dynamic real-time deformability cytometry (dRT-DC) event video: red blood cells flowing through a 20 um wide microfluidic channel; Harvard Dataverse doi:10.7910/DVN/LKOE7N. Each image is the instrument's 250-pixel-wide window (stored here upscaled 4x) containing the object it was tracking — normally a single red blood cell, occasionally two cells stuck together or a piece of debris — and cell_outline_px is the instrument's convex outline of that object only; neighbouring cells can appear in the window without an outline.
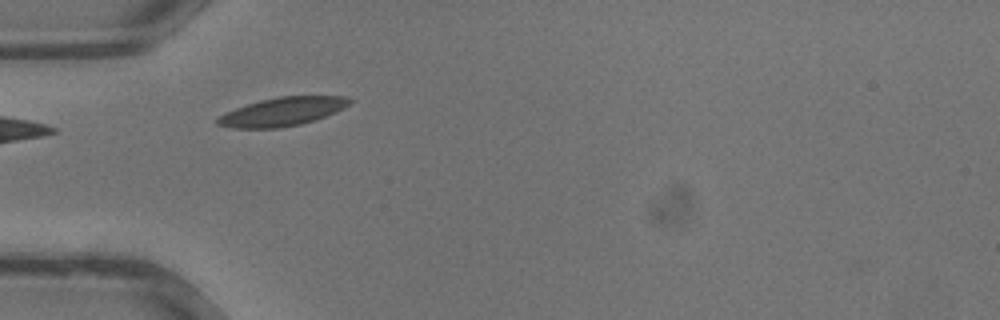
{"species": "common noctule bat (a hibernating species)", "species_latin": "Nyctalus noctula", "temperature_condition": "warm", "stored_images_in_passage": 25, "camera_frame_rate_fps": 3000, "um_per_image_px": 0.085, "animal": {"sex": "male", "body_mass_g": 13.3}, "frame": {"image": 1, "passage_image": 1, "time_ms": 0.0, "image_size_px": [1000, 320], "cell_outline_px": [[352, 100], [348, 104], [336, 112], [316, 120], [300, 124], [280, 128], [232, 128], [216, 124], [216, 120], [220, 116], [236, 108], [260, 100], [280, 96], [348, 96]], "centroid_in_image_um": [24.02, 9.49], "position_along_channel_um": 61.0, "area_um2": 21.79}}
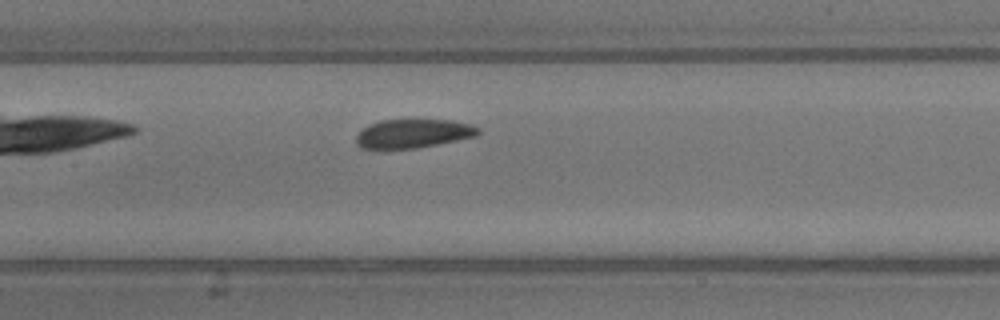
{"frame": {"image": 2, "passage_image": 7, "time_ms": 2.0, "image_size_px": [1000, 320], "cell_outline_px": [[480, 132], [476, 136], [416, 148], [360, 148], [356, 144], [356, 136], [368, 124], [380, 120], [448, 120], [472, 124], [480, 128]], "centroid_in_image_um": [35.12, 11.34], "position_along_channel_um": 172.3, "area_um2": 20.29}}
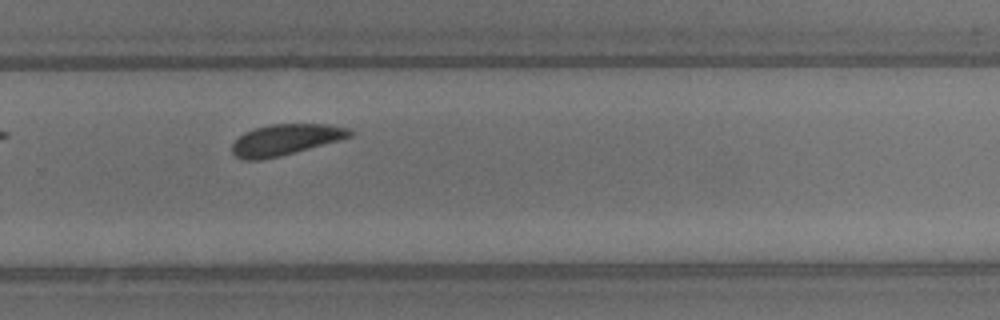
{"frame": {"image": 3, "passage_image": 14, "time_ms": 4.333, "image_size_px": [1000, 320], "cell_outline_px": [[352, 136], [340, 140], [280, 156], [260, 160], [244, 160], [236, 156], [232, 152], [232, 144], [244, 132], [256, 128], [272, 124], [328, 124], [352, 128]], "centroid_in_image_um": [24.29, 11.87], "position_along_channel_um": 305.5, "area_um2": 21.21}}